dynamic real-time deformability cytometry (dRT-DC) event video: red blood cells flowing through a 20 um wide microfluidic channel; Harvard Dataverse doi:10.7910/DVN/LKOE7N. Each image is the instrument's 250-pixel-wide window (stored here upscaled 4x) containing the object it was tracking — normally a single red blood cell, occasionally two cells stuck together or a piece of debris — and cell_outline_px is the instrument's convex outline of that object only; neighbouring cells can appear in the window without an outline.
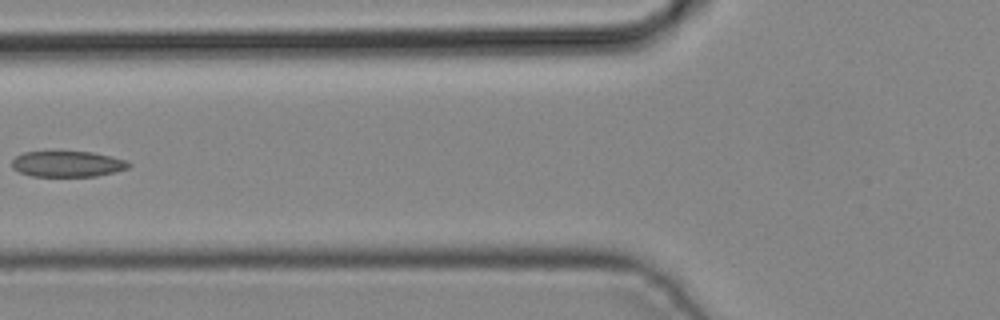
{"species": "common noctule bat (a hibernating species)", "species_latin": "Nyctalus noctula", "temperature_condition": "cold", "stored_images_in_passage": 5, "camera_frame_rate_fps": 3000, "um_per_image_px": 0.085, "animal": {"sex": "male", "body_mass_g": 19.2, "forearm_length_mm": 51.8}, "frame": {"image": 1, "passage_image": 5, "time_ms": 1.333, "image_size_px": [1000, 320], "cell_outline_px": [[132, 164], [128, 168], [96, 176], [32, 176], [20, 172], [12, 168], [12, 160], [16, 156], [24, 152], [92, 152], [124, 160]], "centroid_in_image_um": [5.7, 13.94], "position_along_channel_um": 120.1, "area_um2": 17.28}}